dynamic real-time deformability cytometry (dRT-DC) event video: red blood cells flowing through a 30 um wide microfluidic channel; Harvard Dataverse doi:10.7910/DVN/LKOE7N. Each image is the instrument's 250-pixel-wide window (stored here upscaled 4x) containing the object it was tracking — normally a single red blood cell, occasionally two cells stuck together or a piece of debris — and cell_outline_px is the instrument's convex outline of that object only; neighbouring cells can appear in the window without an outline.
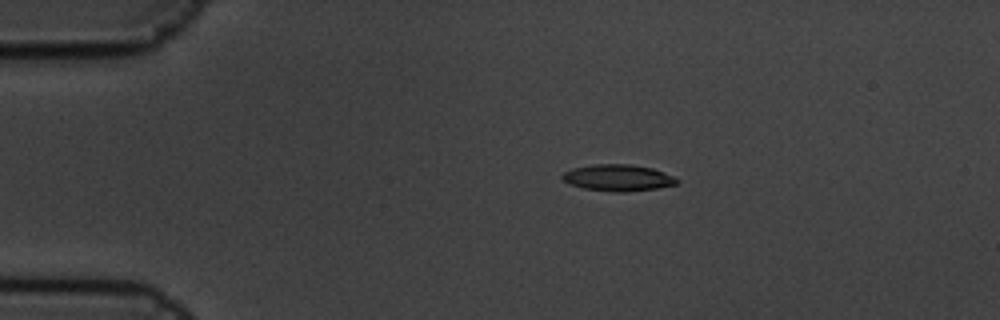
{"species": "common noctule bat (a hibernating species)", "species_latin": "Nyctalus noctula", "temperature_condition": "cold", "stored_images_in_passage": 8, "camera_frame_rate_fps": 3000, "um_per_image_px": 0.085, "animal": {"sex": "male", "body_mass_g": 19.5, "forearm_length_mm": 54.6}, "frame": {"image": 1, "passage_image": 4, "time_ms": 1.0, "image_size_px": [1000, 320], "cell_outline_px": [[680, 180], [676, 184], [656, 188], [624, 192], [612, 192], [584, 188], [572, 184], [564, 180], [560, 176], [564, 172], [572, 168], [596, 164], [632, 164], [652, 168], [664, 172]], "centroid_in_image_um": [52.53, 15.1], "position_along_channel_um": 32.5, "area_um2": 17.57}}
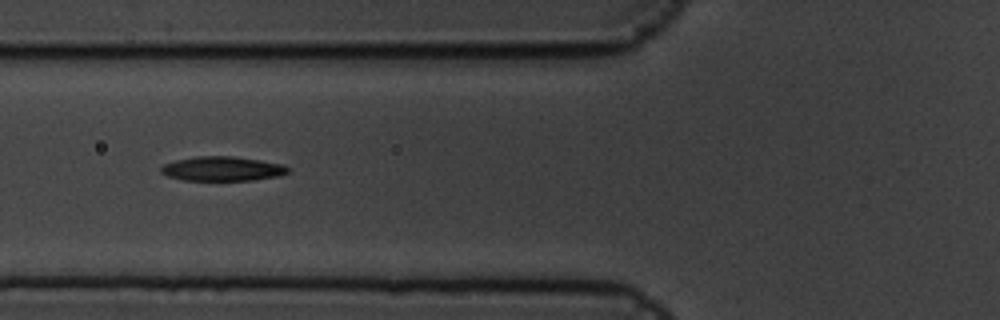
{"frame": {"image": 2, "passage_image": 7, "time_ms": 2.0, "image_size_px": [1000, 320], "cell_outline_px": [[292, 168], [288, 172], [280, 176], [252, 180], [184, 180], [168, 176], [160, 172], [160, 168], [164, 164], [176, 160], [196, 156], [232, 156], [260, 160], [284, 164]], "centroid_in_image_um": [18.94, 14.34], "position_along_channel_um": 106.9, "area_um2": 18.15}}
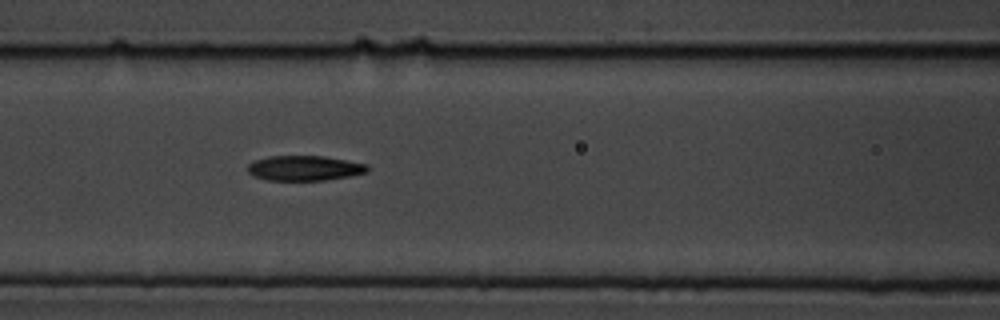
{"frame": {"image": 3, "passage_image": 8, "time_ms": 2.333, "image_size_px": [1000, 320], "cell_outline_px": [[368, 172], [348, 176], [324, 180], [268, 180], [256, 176], [248, 172], [248, 164], [256, 160], [268, 156], [324, 156], [368, 164]], "centroid_in_image_um": [25.9, 14.28], "position_along_channel_um": 140.7, "area_um2": 17.28}}